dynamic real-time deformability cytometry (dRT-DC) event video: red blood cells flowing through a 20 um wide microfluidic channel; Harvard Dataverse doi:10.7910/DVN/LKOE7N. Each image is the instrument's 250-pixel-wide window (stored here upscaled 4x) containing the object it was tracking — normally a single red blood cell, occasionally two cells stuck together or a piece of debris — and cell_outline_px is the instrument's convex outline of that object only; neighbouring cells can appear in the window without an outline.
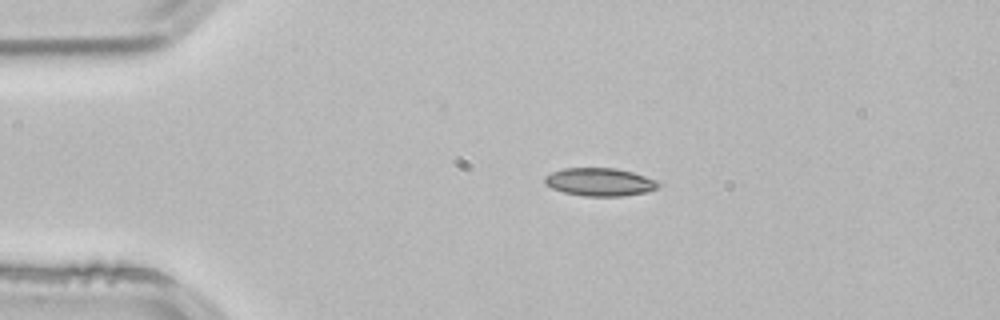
{"species": "common noctule bat (a hibernating species)", "species_latin": "Nyctalus noctula", "temperature_condition": "room temperature", "stored_images_in_passage": 4, "camera_frame_rate_fps": 3000, "um_per_image_px": 0.085, "animal": {"sex": "male", "body_mass_g": 21.5, "forearm_length_mm": 52.0}, "frame": {"image": 1, "passage_image": 3, "time_ms": 0.667, "image_size_px": [1000, 320], "cell_outline_px": [[660, 184], [656, 188], [648, 192], [620, 196], [584, 196], [564, 192], [552, 188], [544, 184], [544, 176], [552, 172], [564, 168], [616, 168], [632, 172], [656, 180]], "centroid_in_image_um": [50.95, 15.47], "position_along_channel_um": 34.0, "area_um2": 18.5}}